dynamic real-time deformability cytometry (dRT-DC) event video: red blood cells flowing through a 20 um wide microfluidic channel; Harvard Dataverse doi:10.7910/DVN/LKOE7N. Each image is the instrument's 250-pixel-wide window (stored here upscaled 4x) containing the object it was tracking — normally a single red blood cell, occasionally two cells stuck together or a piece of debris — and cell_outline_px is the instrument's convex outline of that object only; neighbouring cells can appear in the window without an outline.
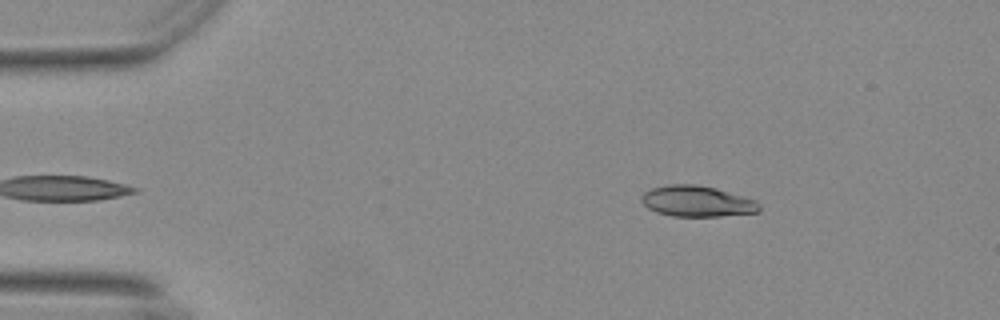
{"species": "Egyptian fruit bat (a non-hibernating species)", "species_latin": "Rousettus aegyptiacus", "temperature_condition": "warm", "stored_images_in_passage": 10, "camera_frame_rate_fps": 3000, "um_per_image_px": 0.085, "animal": {"sex": "female"}, "frame": {"image": 1, "passage_image": 3, "time_ms": 0.667, "image_size_px": [1000, 320], "cell_outline_px": [[760, 212], [720, 216], [672, 216], [656, 212], [648, 208], [640, 200], [640, 196], [644, 192], [652, 188], [668, 184], [696, 184], [716, 188], [756, 200], [760, 204]], "centroid_in_image_um": [59.24, 17.1], "position_along_channel_um": 25.8, "area_um2": 21.33}}